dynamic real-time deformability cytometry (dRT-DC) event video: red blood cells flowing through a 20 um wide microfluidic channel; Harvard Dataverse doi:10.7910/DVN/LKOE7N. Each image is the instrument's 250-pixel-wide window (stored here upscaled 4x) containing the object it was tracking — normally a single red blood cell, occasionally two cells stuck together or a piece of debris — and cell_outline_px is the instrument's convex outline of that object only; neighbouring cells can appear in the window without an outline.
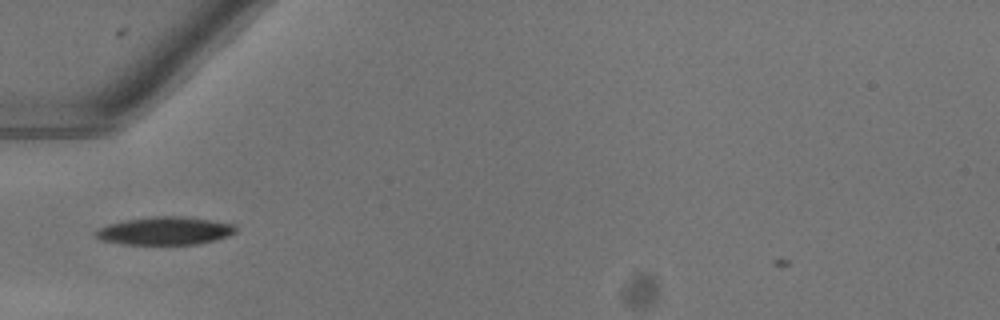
{"species": "common noctule bat (a hibernating species)", "species_latin": "Nyctalus noctula", "temperature_condition": "warm", "stored_images_in_passage": 40, "camera_frame_rate_fps": 3000, "um_per_image_px": 0.085, "animal": {"sex": "female"}, "frame": {"image": 1, "passage_image": 6, "time_ms": 1.667, "image_size_px": [1000, 320], "cell_outline_px": [[236, 232], [228, 236], [200, 244], [124, 244], [100, 240], [96, 236], [96, 232], [100, 228], [108, 224], [124, 220], [152, 216], [184, 216], [232, 224], [236, 228]], "centroid_in_image_um": [14.01, 19.62], "position_along_channel_um": 71.0, "area_um2": 22.66}}
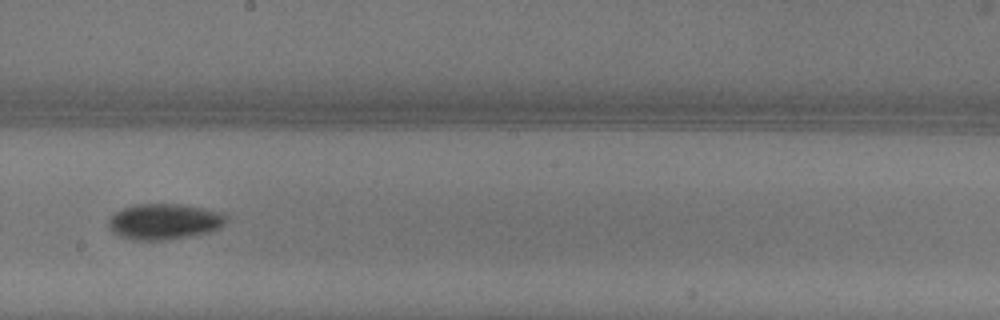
{"frame": {"image": 2, "passage_image": 18, "time_ms": 5.667, "image_size_px": [1000, 320], "cell_outline_px": [[228, 220], [220, 228], [208, 232], [192, 236], [168, 240], [132, 240], [120, 236], [112, 232], [108, 228], [108, 220], [116, 212], [124, 208], [136, 204], [184, 204], [224, 212], [228, 216]], "centroid_in_image_um": [14.0, 18.83], "position_along_channel_um": 234.2, "area_um2": 24.91}}
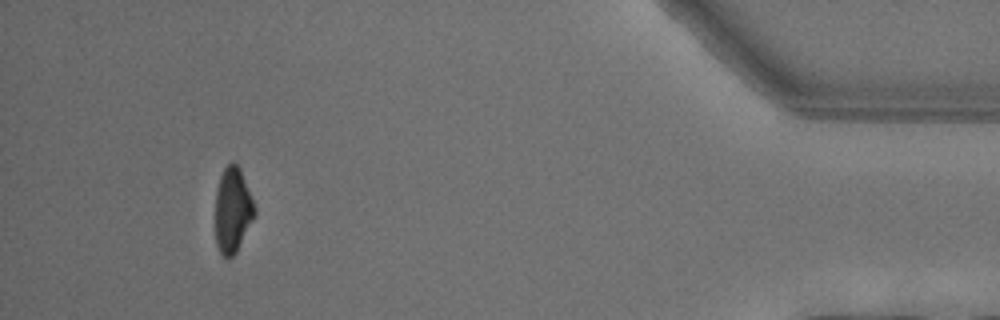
{"frame": {"image": 3, "passage_image": 36, "time_ms": 11.667, "image_size_px": [1000, 320], "cell_outline_px": [[256, 216], [236, 252], [228, 260], [220, 252], [216, 244], [216, 192], [220, 176], [224, 168], [232, 160], [240, 168], [256, 208]], "centroid_in_image_um": [19.79, 17.87], "position_along_channel_um": 415.4, "area_um2": 19.59}}